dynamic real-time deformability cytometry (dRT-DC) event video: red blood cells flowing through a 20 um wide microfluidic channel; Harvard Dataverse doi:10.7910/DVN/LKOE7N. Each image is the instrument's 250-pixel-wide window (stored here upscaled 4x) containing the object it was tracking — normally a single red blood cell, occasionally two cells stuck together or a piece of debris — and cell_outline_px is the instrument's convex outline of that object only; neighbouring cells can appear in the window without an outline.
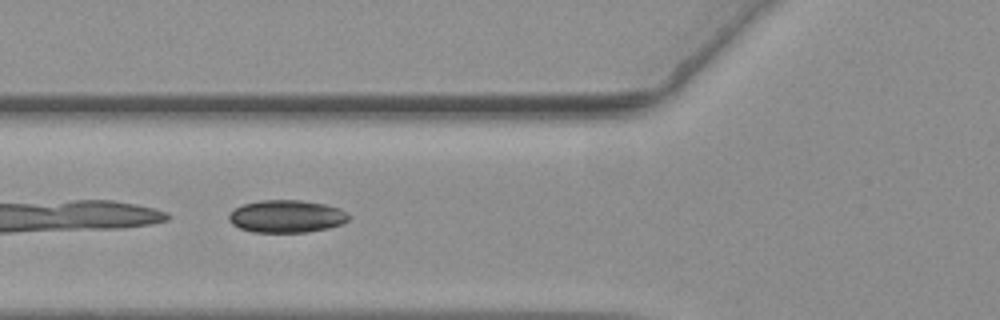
{"species": "common noctule bat (a hibernating species)", "species_latin": "Nyctalus noctula", "temperature_condition": "warm", "stored_images_in_passage": 15, "camera_frame_rate_fps": 3000, "um_per_image_px": 0.085, "animal": {"sex": "female", "body_mass_g": 19.3, "forearm_length_mm": 54.1}, "frame": {"image": 1, "passage_image": 3, "time_ms": 0.667, "image_size_px": [1000, 320], "cell_outline_px": [[352, 216], [348, 220], [340, 224], [328, 228], [308, 232], [252, 232], [240, 228], [232, 224], [228, 220], [228, 216], [236, 208], [244, 204], [260, 200], [300, 200], [324, 204], [340, 208]], "centroid_in_image_um": [24.37, 18.39], "position_along_channel_um": 101.4, "area_um2": 22.72}}
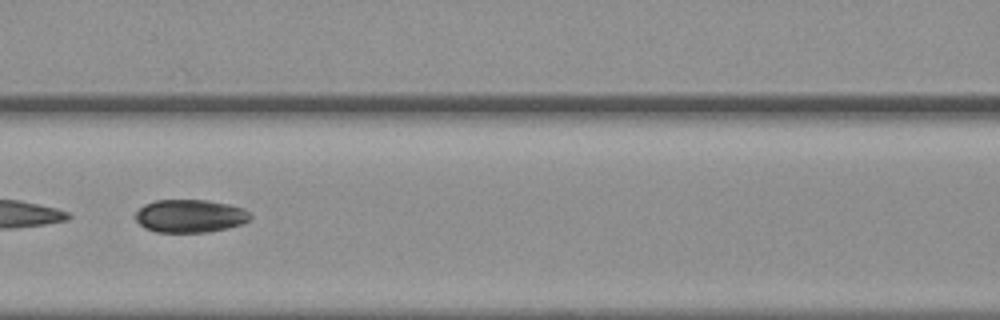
{"frame": {"image": 2, "passage_image": 7, "time_ms": 2.0, "image_size_px": [1000, 320], "cell_outline_px": [[252, 216], [248, 220], [240, 224], [228, 228], [208, 232], [156, 232], [144, 228], [132, 216], [144, 204], [156, 200], [208, 200], [228, 204], [244, 208]], "centroid_in_image_um": [16.12, 18.36], "position_along_channel_um": 150.5, "area_um2": 22.2}}
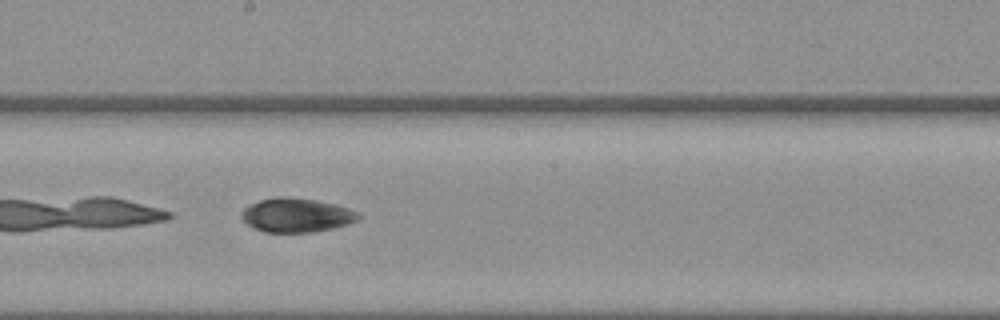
{"frame": {"image": 3, "passage_image": 13, "time_ms": 4.0, "image_size_px": [1000, 320], "cell_outline_px": [[360, 216], [356, 220], [348, 224], [332, 228], [312, 232], [264, 232], [252, 228], [240, 216], [240, 212], [248, 204], [260, 200], [276, 196], [288, 196], [316, 200], [336, 204], [360, 212]], "centroid_in_image_um": [25.17, 18.27], "position_along_channel_um": 223.0, "area_um2": 23.41}}